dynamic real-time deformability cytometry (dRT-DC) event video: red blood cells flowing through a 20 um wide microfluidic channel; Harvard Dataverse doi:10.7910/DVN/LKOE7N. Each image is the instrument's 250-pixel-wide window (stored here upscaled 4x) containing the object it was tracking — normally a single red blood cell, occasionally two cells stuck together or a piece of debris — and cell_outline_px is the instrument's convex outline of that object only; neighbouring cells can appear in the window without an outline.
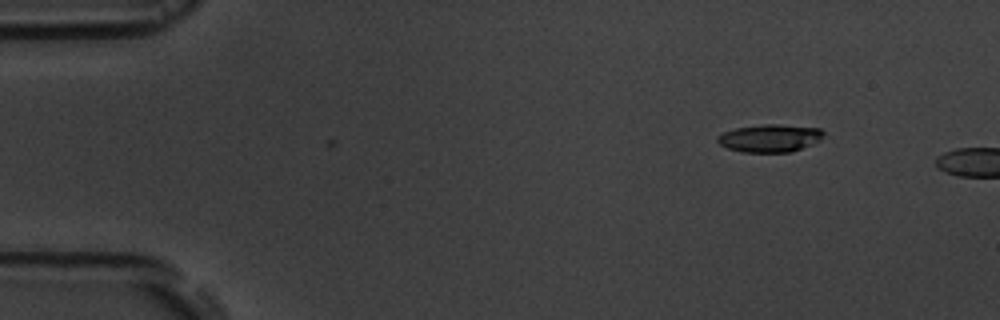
{"species": "common noctule bat (a hibernating species)", "species_latin": "Nyctalus noctula", "temperature_condition": "room temperature", "stored_images_in_passage": 4, "camera_frame_rate_fps": 3000, "um_per_image_px": 0.085, "animal": {"sex": "male", "body_mass_g": 19.5, "forearm_length_mm": 54.6}, "frame": {"image": 1, "passage_image": 4, "time_ms": 3.333, "image_size_px": [1000, 320], "cell_outline_px": [[824, 136], [820, 140], [812, 144], [792, 152], [744, 152], [728, 148], [720, 144], [716, 140], [716, 136], [724, 132], [736, 128], [764, 124], [780, 124], [820, 128], [824, 132]], "centroid_in_image_um": [65.46, 11.74], "position_along_channel_um": 19.5, "area_um2": 17.17}}